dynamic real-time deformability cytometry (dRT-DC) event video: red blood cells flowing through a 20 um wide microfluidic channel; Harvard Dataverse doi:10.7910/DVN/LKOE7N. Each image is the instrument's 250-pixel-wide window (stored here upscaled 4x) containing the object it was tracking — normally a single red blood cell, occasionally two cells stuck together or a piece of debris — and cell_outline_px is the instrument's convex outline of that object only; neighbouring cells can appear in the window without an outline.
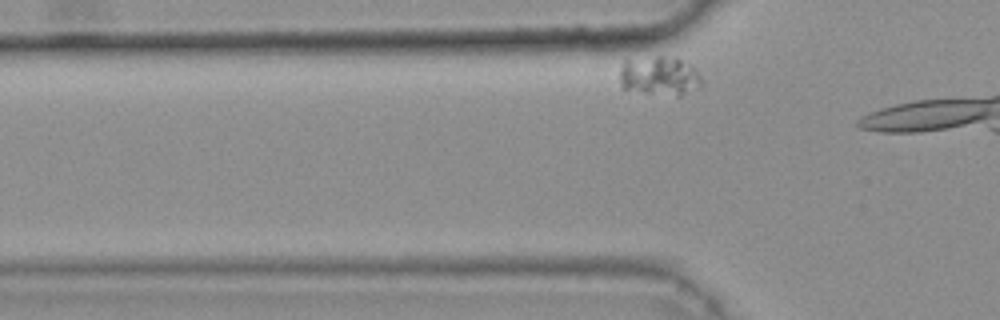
{"species": "common noctule bat (a hibernating species)", "species_latin": "Nyctalus noctula", "temperature_condition": "warm", "stored_images_in_passage": 5, "camera_frame_rate_fps": 3000, "um_per_image_px": 0.085, "animal": {"sex": "female", "body_mass_g": 25.1}, "frame": {"image": 1, "passage_image": 2, "time_ms": 0.333, "image_size_px": [1000, 320], "cell_outline_px": [[700, 88], [680, 96], [676, 96], [644, 92], [624, 88], [620, 84], [620, 68], [624, 60], [656, 56], [664, 56], [680, 60], [692, 64], [700, 76]], "centroid_in_image_um": [56.06, 6.45], "position_along_channel_um": 69.7, "area_um2": 18.67}}